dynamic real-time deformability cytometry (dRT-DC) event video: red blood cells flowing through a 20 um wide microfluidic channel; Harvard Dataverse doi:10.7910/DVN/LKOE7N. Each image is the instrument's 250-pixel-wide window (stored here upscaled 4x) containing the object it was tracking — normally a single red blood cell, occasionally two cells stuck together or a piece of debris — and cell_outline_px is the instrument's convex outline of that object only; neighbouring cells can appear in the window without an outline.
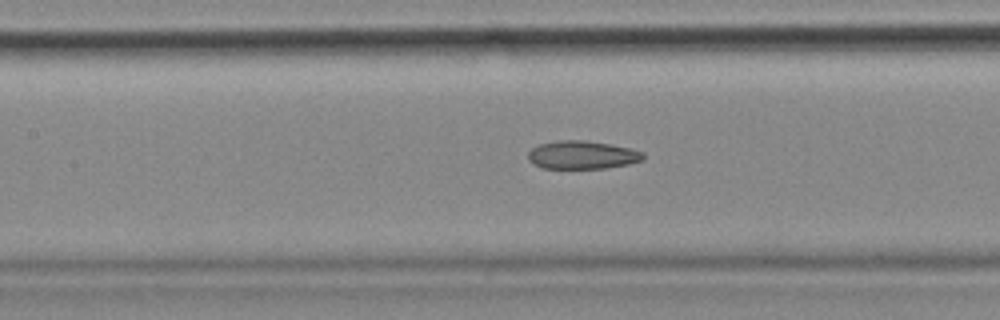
{"species": "common noctule bat (a hibernating species)", "species_latin": "Nyctalus noctula", "temperature_condition": "cold", "stored_images_in_passage": 56, "camera_frame_rate_fps": 3000, "um_per_image_px": 0.085, "animal": {"sex": "female", "body_mass_g": 18.4}, "frame": {"image": 1, "passage_image": 25, "time_ms": 8.0, "image_size_px": [1000, 320], "cell_outline_px": [[644, 160], [628, 164], [604, 168], [540, 168], [532, 164], [528, 160], [528, 152], [532, 148], [540, 144], [556, 140], [584, 140], [612, 144], [632, 148], [644, 152]], "centroid_in_image_um": [49.49, 13.16], "position_along_channel_um": 157.9, "area_um2": 19.13}, "authors_computed_cell_mechanics": {"area_um2": 20.2011, "velocity_mm_per_s": 3.5873, "shape_relaxation_time_tau1_ms": null, "shape_relaxation_time_tau2_ms": 5.3899, "deformation_change_tau1": null, "deformation_change_tau2": 0.1433}}